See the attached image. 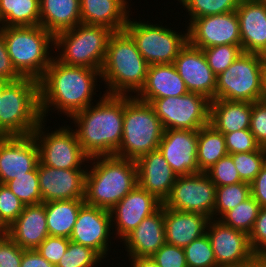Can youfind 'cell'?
Listing matches in <instances>:
<instances>
[{"instance_id":"cell-8","label":"cell","mask_w":266,"mask_h":267,"mask_svg":"<svg viewBox=\"0 0 266 267\" xmlns=\"http://www.w3.org/2000/svg\"><path fill=\"white\" fill-rule=\"evenodd\" d=\"M112 33L104 26L78 24L54 36L53 50H59L54 57L65 65L101 70Z\"/></svg>"},{"instance_id":"cell-48","label":"cell","mask_w":266,"mask_h":267,"mask_svg":"<svg viewBox=\"0 0 266 267\" xmlns=\"http://www.w3.org/2000/svg\"><path fill=\"white\" fill-rule=\"evenodd\" d=\"M23 251L5 232L0 233V267H20Z\"/></svg>"},{"instance_id":"cell-24","label":"cell","mask_w":266,"mask_h":267,"mask_svg":"<svg viewBox=\"0 0 266 267\" xmlns=\"http://www.w3.org/2000/svg\"><path fill=\"white\" fill-rule=\"evenodd\" d=\"M128 257H151L165 241L164 205L144 218L122 241Z\"/></svg>"},{"instance_id":"cell-43","label":"cell","mask_w":266,"mask_h":267,"mask_svg":"<svg viewBox=\"0 0 266 267\" xmlns=\"http://www.w3.org/2000/svg\"><path fill=\"white\" fill-rule=\"evenodd\" d=\"M215 186H225L242 182L230 154L219 159L205 172Z\"/></svg>"},{"instance_id":"cell-11","label":"cell","mask_w":266,"mask_h":267,"mask_svg":"<svg viewBox=\"0 0 266 267\" xmlns=\"http://www.w3.org/2000/svg\"><path fill=\"white\" fill-rule=\"evenodd\" d=\"M46 121L42 120L32 134L39 149V162L56 169L87 166L84 164L89 157L82 150L73 127L64 125L49 132V127L45 130Z\"/></svg>"},{"instance_id":"cell-45","label":"cell","mask_w":266,"mask_h":267,"mask_svg":"<svg viewBox=\"0 0 266 267\" xmlns=\"http://www.w3.org/2000/svg\"><path fill=\"white\" fill-rule=\"evenodd\" d=\"M159 267H187L184 248L164 244L151 256Z\"/></svg>"},{"instance_id":"cell-34","label":"cell","mask_w":266,"mask_h":267,"mask_svg":"<svg viewBox=\"0 0 266 267\" xmlns=\"http://www.w3.org/2000/svg\"><path fill=\"white\" fill-rule=\"evenodd\" d=\"M250 196V184L246 182L216 186L213 219H220L226 212L235 208Z\"/></svg>"},{"instance_id":"cell-53","label":"cell","mask_w":266,"mask_h":267,"mask_svg":"<svg viewBox=\"0 0 266 267\" xmlns=\"http://www.w3.org/2000/svg\"><path fill=\"white\" fill-rule=\"evenodd\" d=\"M131 267H159L151 257H129Z\"/></svg>"},{"instance_id":"cell-26","label":"cell","mask_w":266,"mask_h":267,"mask_svg":"<svg viewBox=\"0 0 266 267\" xmlns=\"http://www.w3.org/2000/svg\"><path fill=\"white\" fill-rule=\"evenodd\" d=\"M210 218L202 213L182 212L164 206L166 244L181 248L206 234Z\"/></svg>"},{"instance_id":"cell-37","label":"cell","mask_w":266,"mask_h":267,"mask_svg":"<svg viewBox=\"0 0 266 267\" xmlns=\"http://www.w3.org/2000/svg\"><path fill=\"white\" fill-rule=\"evenodd\" d=\"M6 185L25 205L42 203L37 166L32 171L25 173V175L8 181Z\"/></svg>"},{"instance_id":"cell-40","label":"cell","mask_w":266,"mask_h":267,"mask_svg":"<svg viewBox=\"0 0 266 267\" xmlns=\"http://www.w3.org/2000/svg\"><path fill=\"white\" fill-rule=\"evenodd\" d=\"M187 267H217L216 258L207 234L184 247Z\"/></svg>"},{"instance_id":"cell-16","label":"cell","mask_w":266,"mask_h":267,"mask_svg":"<svg viewBox=\"0 0 266 267\" xmlns=\"http://www.w3.org/2000/svg\"><path fill=\"white\" fill-rule=\"evenodd\" d=\"M111 230L110 211L84 203L80 207L69 239L74 243L94 249L105 259L111 250L110 241L113 235Z\"/></svg>"},{"instance_id":"cell-38","label":"cell","mask_w":266,"mask_h":267,"mask_svg":"<svg viewBox=\"0 0 266 267\" xmlns=\"http://www.w3.org/2000/svg\"><path fill=\"white\" fill-rule=\"evenodd\" d=\"M242 182L251 183L266 163V148L230 154Z\"/></svg>"},{"instance_id":"cell-18","label":"cell","mask_w":266,"mask_h":267,"mask_svg":"<svg viewBox=\"0 0 266 267\" xmlns=\"http://www.w3.org/2000/svg\"><path fill=\"white\" fill-rule=\"evenodd\" d=\"M39 162V149L32 135L0 136V184L32 171Z\"/></svg>"},{"instance_id":"cell-55","label":"cell","mask_w":266,"mask_h":267,"mask_svg":"<svg viewBox=\"0 0 266 267\" xmlns=\"http://www.w3.org/2000/svg\"><path fill=\"white\" fill-rule=\"evenodd\" d=\"M247 267H263V261L259 258L256 262Z\"/></svg>"},{"instance_id":"cell-3","label":"cell","mask_w":266,"mask_h":267,"mask_svg":"<svg viewBox=\"0 0 266 267\" xmlns=\"http://www.w3.org/2000/svg\"><path fill=\"white\" fill-rule=\"evenodd\" d=\"M149 64L142 57L134 40L125 31L113 32L108 40L106 55L100 70L106 84L105 94L136 95L143 87ZM131 92V93H130Z\"/></svg>"},{"instance_id":"cell-14","label":"cell","mask_w":266,"mask_h":267,"mask_svg":"<svg viewBox=\"0 0 266 267\" xmlns=\"http://www.w3.org/2000/svg\"><path fill=\"white\" fill-rule=\"evenodd\" d=\"M206 234L217 267H247L259 259L251 248L249 235L225 225L219 219L209 220Z\"/></svg>"},{"instance_id":"cell-44","label":"cell","mask_w":266,"mask_h":267,"mask_svg":"<svg viewBox=\"0 0 266 267\" xmlns=\"http://www.w3.org/2000/svg\"><path fill=\"white\" fill-rule=\"evenodd\" d=\"M223 135L228 154L252 152L261 147L256 142L254 135L250 132V129H243Z\"/></svg>"},{"instance_id":"cell-9","label":"cell","mask_w":266,"mask_h":267,"mask_svg":"<svg viewBox=\"0 0 266 267\" xmlns=\"http://www.w3.org/2000/svg\"><path fill=\"white\" fill-rule=\"evenodd\" d=\"M265 64L262 55L243 52L217 76L215 99L250 103L262 100Z\"/></svg>"},{"instance_id":"cell-39","label":"cell","mask_w":266,"mask_h":267,"mask_svg":"<svg viewBox=\"0 0 266 267\" xmlns=\"http://www.w3.org/2000/svg\"><path fill=\"white\" fill-rule=\"evenodd\" d=\"M102 260L104 258L94 249L70 241L56 267H95L103 263Z\"/></svg>"},{"instance_id":"cell-17","label":"cell","mask_w":266,"mask_h":267,"mask_svg":"<svg viewBox=\"0 0 266 267\" xmlns=\"http://www.w3.org/2000/svg\"><path fill=\"white\" fill-rule=\"evenodd\" d=\"M162 204L154 195L137 184L110 210L115 238L122 242L144 218L155 213Z\"/></svg>"},{"instance_id":"cell-52","label":"cell","mask_w":266,"mask_h":267,"mask_svg":"<svg viewBox=\"0 0 266 267\" xmlns=\"http://www.w3.org/2000/svg\"><path fill=\"white\" fill-rule=\"evenodd\" d=\"M20 267H56V265L48 262L36 249H24Z\"/></svg>"},{"instance_id":"cell-19","label":"cell","mask_w":266,"mask_h":267,"mask_svg":"<svg viewBox=\"0 0 266 267\" xmlns=\"http://www.w3.org/2000/svg\"><path fill=\"white\" fill-rule=\"evenodd\" d=\"M37 167L42 203L84 199L87 166L76 169H56L38 162Z\"/></svg>"},{"instance_id":"cell-12","label":"cell","mask_w":266,"mask_h":267,"mask_svg":"<svg viewBox=\"0 0 266 267\" xmlns=\"http://www.w3.org/2000/svg\"><path fill=\"white\" fill-rule=\"evenodd\" d=\"M150 104L164 130H199L209 124L210 100L188 92L177 97L153 99Z\"/></svg>"},{"instance_id":"cell-56","label":"cell","mask_w":266,"mask_h":267,"mask_svg":"<svg viewBox=\"0 0 266 267\" xmlns=\"http://www.w3.org/2000/svg\"><path fill=\"white\" fill-rule=\"evenodd\" d=\"M8 83L3 77L0 76V90Z\"/></svg>"},{"instance_id":"cell-2","label":"cell","mask_w":266,"mask_h":267,"mask_svg":"<svg viewBox=\"0 0 266 267\" xmlns=\"http://www.w3.org/2000/svg\"><path fill=\"white\" fill-rule=\"evenodd\" d=\"M97 101L73 114L71 123H76L74 131L89 158L114 156L122 140L124 95L104 93Z\"/></svg>"},{"instance_id":"cell-22","label":"cell","mask_w":266,"mask_h":267,"mask_svg":"<svg viewBox=\"0 0 266 267\" xmlns=\"http://www.w3.org/2000/svg\"><path fill=\"white\" fill-rule=\"evenodd\" d=\"M243 52L266 53V3L261 0H241L236 9Z\"/></svg>"},{"instance_id":"cell-36","label":"cell","mask_w":266,"mask_h":267,"mask_svg":"<svg viewBox=\"0 0 266 267\" xmlns=\"http://www.w3.org/2000/svg\"><path fill=\"white\" fill-rule=\"evenodd\" d=\"M190 16L188 19L191 22L193 19L225 14L236 11L241 0H178Z\"/></svg>"},{"instance_id":"cell-20","label":"cell","mask_w":266,"mask_h":267,"mask_svg":"<svg viewBox=\"0 0 266 267\" xmlns=\"http://www.w3.org/2000/svg\"><path fill=\"white\" fill-rule=\"evenodd\" d=\"M198 130H164L158 150L177 176L200 173L197 164Z\"/></svg>"},{"instance_id":"cell-28","label":"cell","mask_w":266,"mask_h":267,"mask_svg":"<svg viewBox=\"0 0 266 267\" xmlns=\"http://www.w3.org/2000/svg\"><path fill=\"white\" fill-rule=\"evenodd\" d=\"M127 0H80L81 23L124 30L130 12Z\"/></svg>"},{"instance_id":"cell-57","label":"cell","mask_w":266,"mask_h":267,"mask_svg":"<svg viewBox=\"0 0 266 267\" xmlns=\"http://www.w3.org/2000/svg\"><path fill=\"white\" fill-rule=\"evenodd\" d=\"M260 259L266 264V252L260 257Z\"/></svg>"},{"instance_id":"cell-33","label":"cell","mask_w":266,"mask_h":267,"mask_svg":"<svg viewBox=\"0 0 266 267\" xmlns=\"http://www.w3.org/2000/svg\"><path fill=\"white\" fill-rule=\"evenodd\" d=\"M227 154L223 133L216 130L211 124L198 130L197 164L200 172H206Z\"/></svg>"},{"instance_id":"cell-1","label":"cell","mask_w":266,"mask_h":267,"mask_svg":"<svg viewBox=\"0 0 266 267\" xmlns=\"http://www.w3.org/2000/svg\"><path fill=\"white\" fill-rule=\"evenodd\" d=\"M98 78L100 81V70L65 65L54 57L39 80L42 119H46L50 110H58V114L70 118L93 104V96L98 92Z\"/></svg>"},{"instance_id":"cell-54","label":"cell","mask_w":266,"mask_h":267,"mask_svg":"<svg viewBox=\"0 0 266 267\" xmlns=\"http://www.w3.org/2000/svg\"><path fill=\"white\" fill-rule=\"evenodd\" d=\"M262 100L266 101V64L264 66V82H263V98Z\"/></svg>"},{"instance_id":"cell-58","label":"cell","mask_w":266,"mask_h":267,"mask_svg":"<svg viewBox=\"0 0 266 267\" xmlns=\"http://www.w3.org/2000/svg\"><path fill=\"white\" fill-rule=\"evenodd\" d=\"M1 98H2V90H0V100H1Z\"/></svg>"},{"instance_id":"cell-31","label":"cell","mask_w":266,"mask_h":267,"mask_svg":"<svg viewBox=\"0 0 266 267\" xmlns=\"http://www.w3.org/2000/svg\"><path fill=\"white\" fill-rule=\"evenodd\" d=\"M84 199L50 201L45 204L49 236L69 238Z\"/></svg>"},{"instance_id":"cell-35","label":"cell","mask_w":266,"mask_h":267,"mask_svg":"<svg viewBox=\"0 0 266 267\" xmlns=\"http://www.w3.org/2000/svg\"><path fill=\"white\" fill-rule=\"evenodd\" d=\"M260 209L259 203L250 196L235 208L226 212L219 220L225 225L249 235Z\"/></svg>"},{"instance_id":"cell-10","label":"cell","mask_w":266,"mask_h":267,"mask_svg":"<svg viewBox=\"0 0 266 267\" xmlns=\"http://www.w3.org/2000/svg\"><path fill=\"white\" fill-rule=\"evenodd\" d=\"M128 19L124 30L134 40L138 51L149 65L171 64L188 43V33L149 21ZM149 22V23H148ZM161 25V26H160Z\"/></svg>"},{"instance_id":"cell-51","label":"cell","mask_w":266,"mask_h":267,"mask_svg":"<svg viewBox=\"0 0 266 267\" xmlns=\"http://www.w3.org/2000/svg\"><path fill=\"white\" fill-rule=\"evenodd\" d=\"M250 190L251 196L259 203L260 207H266V163L250 183Z\"/></svg>"},{"instance_id":"cell-15","label":"cell","mask_w":266,"mask_h":267,"mask_svg":"<svg viewBox=\"0 0 266 267\" xmlns=\"http://www.w3.org/2000/svg\"><path fill=\"white\" fill-rule=\"evenodd\" d=\"M188 43L204 49L219 45L241 46L236 11L193 19L187 24Z\"/></svg>"},{"instance_id":"cell-13","label":"cell","mask_w":266,"mask_h":267,"mask_svg":"<svg viewBox=\"0 0 266 267\" xmlns=\"http://www.w3.org/2000/svg\"><path fill=\"white\" fill-rule=\"evenodd\" d=\"M216 186L205 172L178 176L163 205L182 212L202 213L213 219Z\"/></svg>"},{"instance_id":"cell-47","label":"cell","mask_w":266,"mask_h":267,"mask_svg":"<svg viewBox=\"0 0 266 267\" xmlns=\"http://www.w3.org/2000/svg\"><path fill=\"white\" fill-rule=\"evenodd\" d=\"M249 129L256 142L266 148V101L260 100L252 103Z\"/></svg>"},{"instance_id":"cell-29","label":"cell","mask_w":266,"mask_h":267,"mask_svg":"<svg viewBox=\"0 0 266 267\" xmlns=\"http://www.w3.org/2000/svg\"><path fill=\"white\" fill-rule=\"evenodd\" d=\"M252 103L215 99L210 101L209 124L226 134L250 128Z\"/></svg>"},{"instance_id":"cell-6","label":"cell","mask_w":266,"mask_h":267,"mask_svg":"<svg viewBox=\"0 0 266 267\" xmlns=\"http://www.w3.org/2000/svg\"><path fill=\"white\" fill-rule=\"evenodd\" d=\"M42 120L38 80L21 78L2 88L0 136L32 135Z\"/></svg>"},{"instance_id":"cell-49","label":"cell","mask_w":266,"mask_h":267,"mask_svg":"<svg viewBox=\"0 0 266 267\" xmlns=\"http://www.w3.org/2000/svg\"><path fill=\"white\" fill-rule=\"evenodd\" d=\"M252 250L260 258L266 252V207H260L253 228L249 233Z\"/></svg>"},{"instance_id":"cell-50","label":"cell","mask_w":266,"mask_h":267,"mask_svg":"<svg viewBox=\"0 0 266 267\" xmlns=\"http://www.w3.org/2000/svg\"><path fill=\"white\" fill-rule=\"evenodd\" d=\"M0 76L8 82L19 81L22 78L11 63L3 37V27H0Z\"/></svg>"},{"instance_id":"cell-30","label":"cell","mask_w":266,"mask_h":267,"mask_svg":"<svg viewBox=\"0 0 266 267\" xmlns=\"http://www.w3.org/2000/svg\"><path fill=\"white\" fill-rule=\"evenodd\" d=\"M81 24L80 0H40V26L53 36Z\"/></svg>"},{"instance_id":"cell-7","label":"cell","mask_w":266,"mask_h":267,"mask_svg":"<svg viewBox=\"0 0 266 267\" xmlns=\"http://www.w3.org/2000/svg\"><path fill=\"white\" fill-rule=\"evenodd\" d=\"M164 128L150 103L124 95L123 132L114 156L137 161L158 150Z\"/></svg>"},{"instance_id":"cell-5","label":"cell","mask_w":266,"mask_h":267,"mask_svg":"<svg viewBox=\"0 0 266 267\" xmlns=\"http://www.w3.org/2000/svg\"><path fill=\"white\" fill-rule=\"evenodd\" d=\"M3 37L14 69L22 78L40 80L54 56V36L42 26L3 27ZM53 46V47H52Z\"/></svg>"},{"instance_id":"cell-25","label":"cell","mask_w":266,"mask_h":267,"mask_svg":"<svg viewBox=\"0 0 266 267\" xmlns=\"http://www.w3.org/2000/svg\"><path fill=\"white\" fill-rule=\"evenodd\" d=\"M5 233L21 248L36 249L48 236L45 204L25 205Z\"/></svg>"},{"instance_id":"cell-32","label":"cell","mask_w":266,"mask_h":267,"mask_svg":"<svg viewBox=\"0 0 266 267\" xmlns=\"http://www.w3.org/2000/svg\"><path fill=\"white\" fill-rule=\"evenodd\" d=\"M40 25V0H0V27Z\"/></svg>"},{"instance_id":"cell-21","label":"cell","mask_w":266,"mask_h":267,"mask_svg":"<svg viewBox=\"0 0 266 267\" xmlns=\"http://www.w3.org/2000/svg\"><path fill=\"white\" fill-rule=\"evenodd\" d=\"M173 64L189 92L215 100L217 76L209 67L202 49L187 43Z\"/></svg>"},{"instance_id":"cell-41","label":"cell","mask_w":266,"mask_h":267,"mask_svg":"<svg viewBox=\"0 0 266 267\" xmlns=\"http://www.w3.org/2000/svg\"><path fill=\"white\" fill-rule=\"evenodd\" d=\"M207 63L213 73L218 76L243 53L241 46L219 45L202 49Z\"/></svg>"},{"instance_id":"cell-23","label":"cell","mask_w":266,"mask_h":267,"mask_svg":"<svg viewBox=\"0 0 266 267\" xmlns=\"http://www.w3.org/2000/svg\"><path fill=\"white\" fill-rule=\"evenodd\" d=\"M138 185L162 203L169 197L177 175L159 150L136 161Z\"/></svg>"},{"instance_id":"cell-27","label":"cell","mask_w":266,"mask_h":267,"mask_svg":"<svg viewBox=\"0 0 266 267\" xmlns=\"http://www.w3.org/2000/svg\"><path fill=\"white\" fill-rule=\"evenodd\" d=\"M188 92L173 63L154 64L148 66L145 83L135 97L150 103L153 99L177 97Z\"/></svg>"},{"instance_id":"cell-4","label":"cell","mask_w":266,"mask_h":267,"mask_svg":"<svg viewBox=\"0 0 266 267\" xmlns=\"http://www.w3.org/2000/svg\"><path fill=\"white\" fill-rule=\"evenodd\" d=\"M92 161V162H91ZM85 175V197L88 205L110 211L137 184L136 161L117 156L89 158Z\"/></svg>"},{"instance_id":"cell-42","label":"cell","mask_w":266,"mask_h":267,"mask_svg":"<svg viewBox=\"0 0 266 267\" xmlns=\"http://www.w3.org/2000/svg\"><path fill=\"white\" fill-rule=\"evenodd\" d=\"M24 207L25 204L6 184H0V233L18 218Z\"/></svg>"},{"instance_id":"cell-46","label":"cell","mask_w":266,"mask_h":267,"mask_svg":"<svg viewBox=\"0 0 266 267\" xmlns=\"http://www.w3.org/2000/svg\"><path fill=\"white\" fill-rule=\"evenodd\" d=\"M70 239L66 237L48 236L36 250L51 264L57 265L66 252Z\"/></svg>"}]
</instances>
